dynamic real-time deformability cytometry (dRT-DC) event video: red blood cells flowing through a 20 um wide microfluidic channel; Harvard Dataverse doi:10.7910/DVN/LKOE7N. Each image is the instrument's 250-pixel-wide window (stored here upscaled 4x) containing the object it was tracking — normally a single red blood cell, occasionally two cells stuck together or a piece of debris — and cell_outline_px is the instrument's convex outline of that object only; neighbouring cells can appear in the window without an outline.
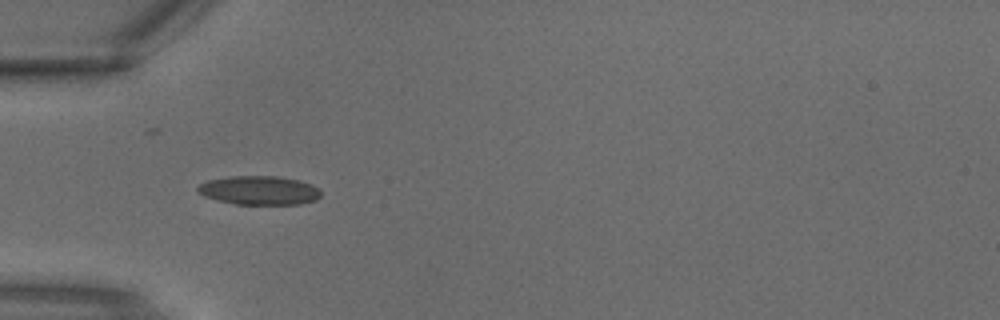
{"species": "common noctule bat (a hibernating species)", "species_latin": "Nyctalus noctula", "temperature_condition": "warm", "stored_images_in_passage": 1, "camera_frame_rate_fps": 3000, "um_per_image_px": 0.085, "animal": {"sex": "male", "body_mass_g": 18.8}, "frame": {"image": 1, "passage_image": 1, "time_ms": 0.0, "image_size_px": [1000, 320], "cell_outline_px": [[320, 196], [316, 200], [300, 204], [236, 204], [216, 200], [204, 196], [196, 192], [196, 188], [200, 184], [208, 180], [232, 176], [276, 176], [300, 180], [312, 184], [320, 188]], "centroid_in_image_um": [22.04, 16.18], "position_along_channel_um": 63.0, "area_um2": 20.87}}